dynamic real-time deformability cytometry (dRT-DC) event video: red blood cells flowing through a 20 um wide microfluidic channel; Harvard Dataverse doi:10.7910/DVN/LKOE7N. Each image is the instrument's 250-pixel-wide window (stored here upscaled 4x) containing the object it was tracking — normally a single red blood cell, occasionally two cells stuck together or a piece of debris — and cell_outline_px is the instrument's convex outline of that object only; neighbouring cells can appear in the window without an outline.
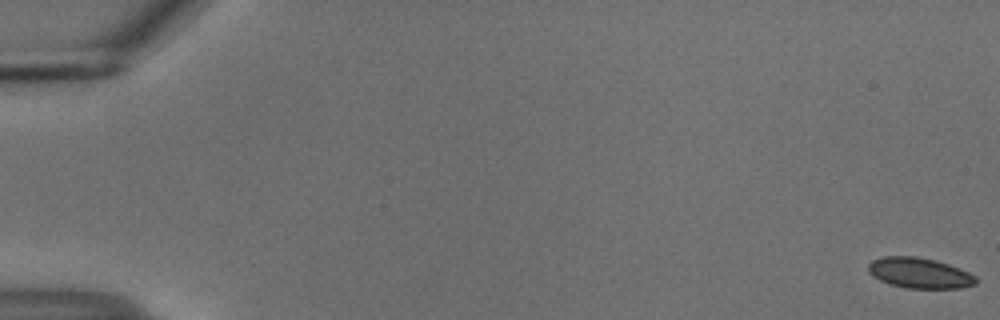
{"species": "common noctule bat (a hibernating species)", "species_latin": "Nyctalus noctula", "temperature_condition": "cold", "stored_images_in_passage": 18, "camera_frame_rate_fps": 3000, "um_per_image_px": 0.085, "animal": {"sex": "male", "body_mass_g": 18.8}, "frame": {"image": 1, "passage_image": 1, "time_ms": 0.0, "image_size_px": [1000, 320], "cell_outline_px": [[976, 284], [960, 288], [908, 288], [892, 284], [880, 280], [872, 276], [868, 272], [868, 264], [872, 260], [884, 256], [916, 256], [936, 260], [948, 264], [968, 272], [976, 276]], "centroid_in_image_um": [78.14, 23.19], "position_along_channel_um": 6.9, "area_um2": 19.07}}
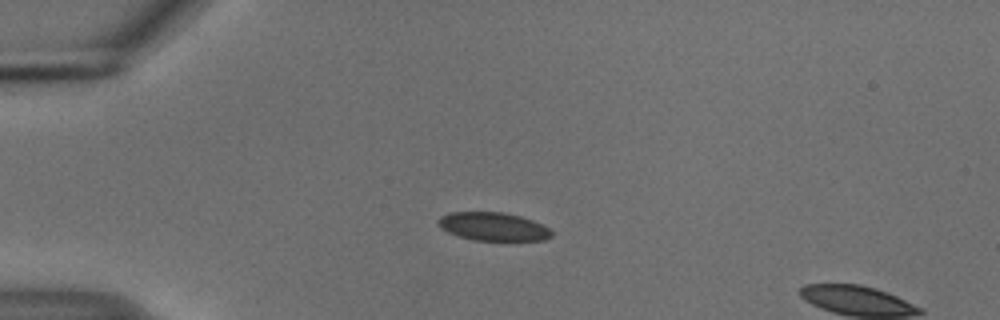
{"frame": {"image": 2, "passage_image": 15, "time_ms": 4.667, "image_size_px": [1000, 320], "cell_outline_px": [[552, 236], [544, 240], [472, 240], [448, 232], [440, 228], [440, 216], [452, 212], [504, 212], [520, 216], [532, 220], [548, 228], [552, 232]], "centroid_in_image_um": [41.93, 19.25], "position_along_channel_um": 43.1, "area_um2": 18.44}}